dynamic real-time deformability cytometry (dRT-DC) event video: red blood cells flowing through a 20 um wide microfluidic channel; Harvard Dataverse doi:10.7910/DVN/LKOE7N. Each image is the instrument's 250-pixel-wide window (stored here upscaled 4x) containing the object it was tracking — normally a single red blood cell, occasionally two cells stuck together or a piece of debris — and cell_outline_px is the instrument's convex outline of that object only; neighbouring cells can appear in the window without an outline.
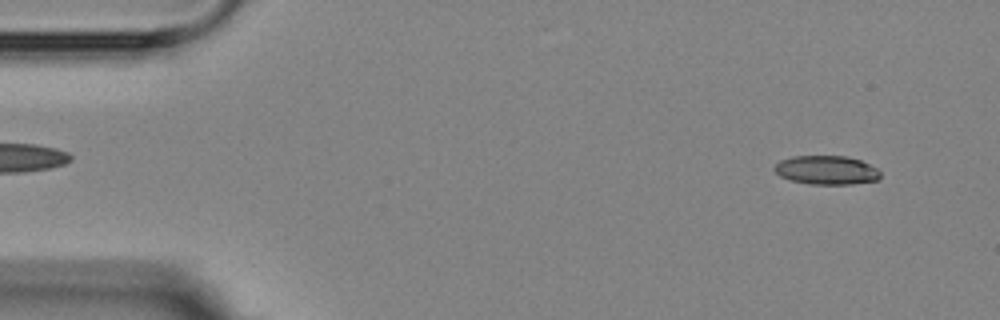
{"species": "Egyptian fruit bat (a non-hibernating species)", "species_latin": "Rousettus aegyptiacus", "temperature_condition": "room temperature", "stored_images_in_passage": 5, "segment_of_instrument_passage": [2, 2], "camera_frame_rate_fps": 3000, "um_per_image_px": 0.085, "animal": {"sex": "female"}, "frame": {"image": 1, "passage_image": 5, "time_ms": 5.667, "image_size_px": [1000, 320], "cell_outline_px": [[880, 180], [852, 184], [808, 184], [792, 180], [780, 176], [772, 168], [780, 160], [792, 156], [844, 156], [860, 160], [876, 168], [880, 172]], "centroid_in_image_um": [70.25, 14.46], "position_along_channel_um": 14.8, "area_um2": 17.8}}